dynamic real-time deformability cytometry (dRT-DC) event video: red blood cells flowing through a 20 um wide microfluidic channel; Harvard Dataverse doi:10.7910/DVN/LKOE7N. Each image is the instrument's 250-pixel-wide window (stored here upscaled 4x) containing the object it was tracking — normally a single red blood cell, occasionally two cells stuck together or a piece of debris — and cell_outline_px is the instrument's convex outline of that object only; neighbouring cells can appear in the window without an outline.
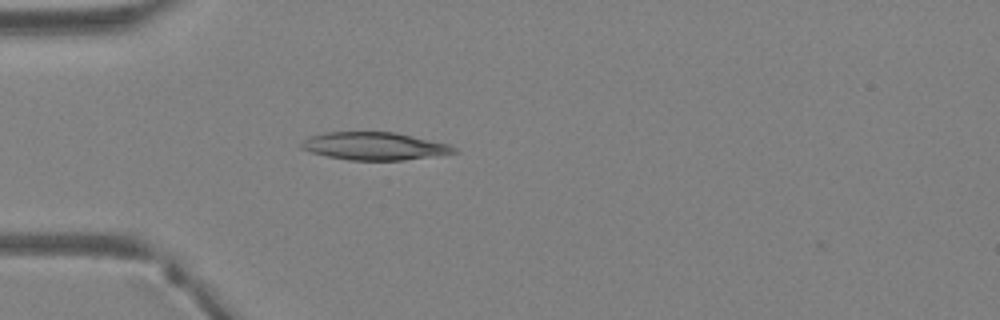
{"species": "Egyptian fruit bat (a non-hibernating species)", "species_latin": "Rousettus aegyptiacus", "temperature_condition": "warm", "stored_images_in_passage": 29, "camera_frame_rate_fps": 3000, "um_per_image_px": 0.085, "animal": {"sex": "female"}, "frame": {"image": 1, "passage_image": 1, "time_ms": 0.0, "image_size_px": [1000, 320], "cell_outline_px": [[460, 152], [404, 160], [348, 160], [328, 156], [312, 152], [300, 148], [300, 144], [308, 136], [324, 132], [396, 132], [448, 144], [456, 148]], "centroid_in_image_um": [31.81, 12.41], "position_along_channel_um": 53.2, "area_um2": 24.62}}
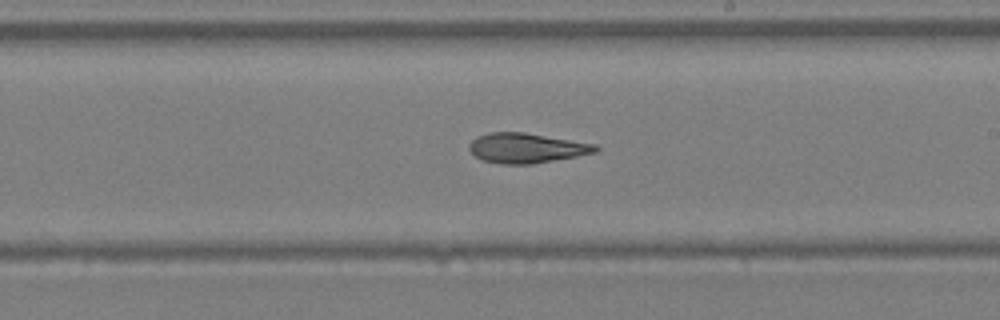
{"frame": {"image": 2, "passage_image": 13, "time_ms": 4.0, "image_size_px": [1000, 320], "cell_outline_px": [[600, 148], [596, 152], [576, 156], [532, 164], [500, 164], [480, 160], [468, 148], [468, 144], [476, 136], [488, 132], [524, 132], [596, 144]], "centroid_in_image_um": [44.71, 12.58], "position_along_channel_um": 244.3, "area_um2": 22.08}}
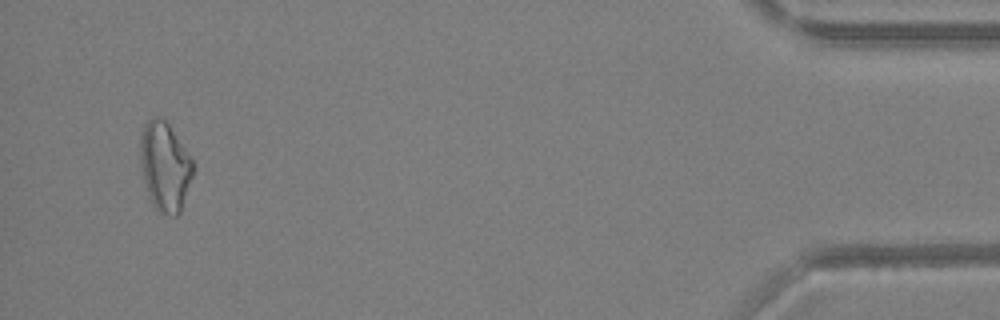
{"frame": {"image": 3, "passage_image": 28, "time_ms": 9.0, "image_size_px": [1000, 320], "cell_outline_px": [[192, 176], [180, 212], [176, 216], [172, 216], [160, 212], [152, 204], [148, 196], [140, 164], [140, 136], [144, 124], [152, 116], [156, 116], [164, 120], [168, 124], [192, 160]], "centroid_in_image_um": [13.97, 14.15], "position_along_channel_um": 421.2, "area_um2": 26.99}}